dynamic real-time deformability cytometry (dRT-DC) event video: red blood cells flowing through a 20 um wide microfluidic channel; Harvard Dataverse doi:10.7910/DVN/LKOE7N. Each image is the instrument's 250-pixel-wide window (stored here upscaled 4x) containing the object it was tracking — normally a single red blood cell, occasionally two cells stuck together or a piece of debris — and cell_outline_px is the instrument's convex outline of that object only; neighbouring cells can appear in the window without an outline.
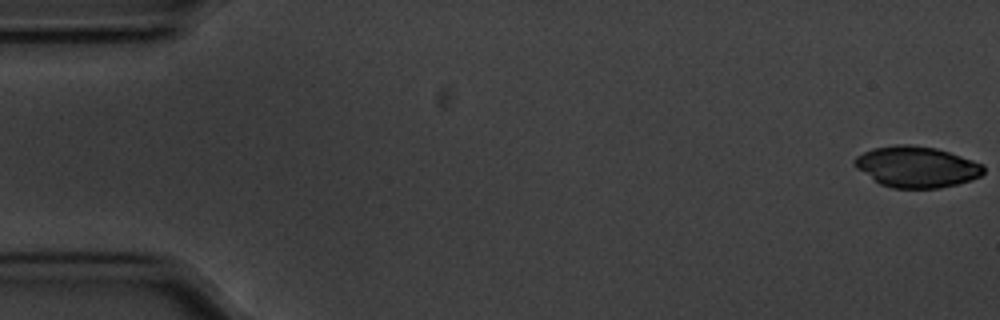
{"species": "common noctule bat (a hibernating species)", "species_latin": "Nyctalus noctula", "temperature_condition": "cold", "stored_images_in_passage": 56, "camera_frame_rate_fps": 3000, "um_per_image_px": 0.085, "animal": {"sex": "male", "body_mass_g": 20.1, "forearm_length_mm": 53.5}, "frame": {"image": 1, "passage_image": 1, "time_ms": 0.0, "image_size_px": [1000, 320], "cell_outline_px": [[984, 172], [980, 176], [972, 180], [940, 188], [892, 188], [880, 184], [856, 168], [852, 164], [852, 160], [856, 156], [872, 148], [896, 144], [908, 144], [936, 148], [984, 164]], "centroid_in_image_um": [77.88, 14.18], "position_along_channel_um": 7.1, "area_um2": 30.92}}